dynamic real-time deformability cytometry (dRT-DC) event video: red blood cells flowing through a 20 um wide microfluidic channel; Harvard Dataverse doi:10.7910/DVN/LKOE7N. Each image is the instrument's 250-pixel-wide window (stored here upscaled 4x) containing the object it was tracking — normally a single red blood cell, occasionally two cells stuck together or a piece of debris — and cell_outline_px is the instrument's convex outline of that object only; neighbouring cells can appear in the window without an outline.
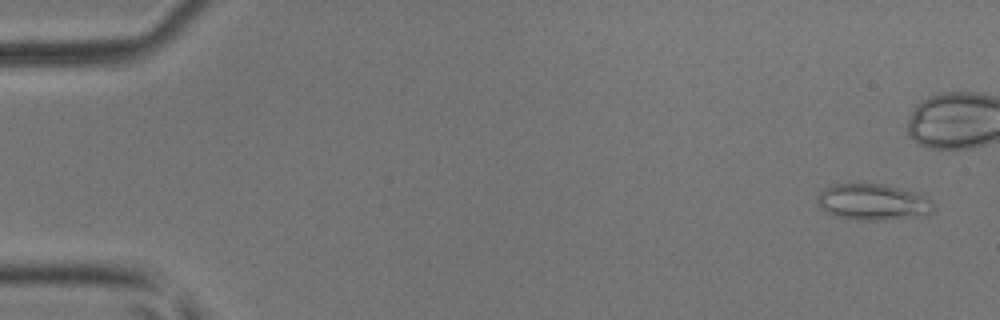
{"species": "common noctule bat (a hibernating species)", "species_latin": "Nyctalus noctula", "temperature_condition": "room temperature", "stored_images_in_passage": 8, "camera_frame_rate_fps": 3000, "um_per_image_px": 0.085, "animal": {"sex": "male", "body_mass_g": 17.9, "forearm_length_mm": 54.2}, "frame": {"image": 1, "passage_image": 1, "time_ms": 0.0, "image_size_px": [1000, 320], "cell_outline_px": [[936, 208], [928, 216], [884, 220], [856, 220], [836, 216], [820, 208], [816, 200], [820, 192], [824, 188], [832, 184], [884, 184], [900, 188], [924, 196], [932, 200]], "centroid_in_image_um": [74.24, 17.19], "position_along_channel_um": 10.8, "area_um2": 24.8}}
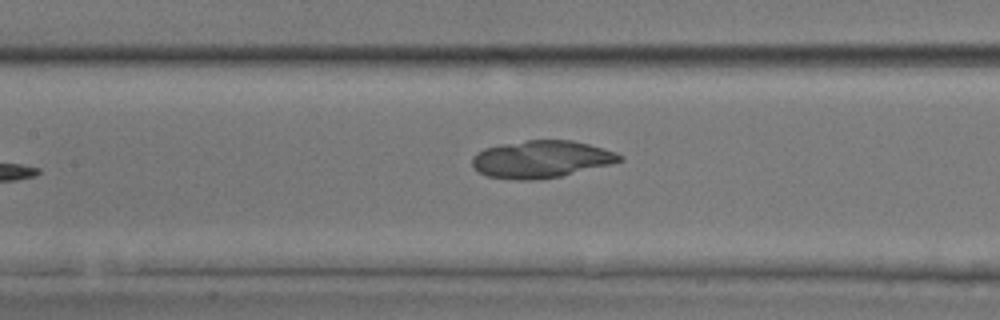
{"frame": {"image": 2, "passage_image": 8, "time_ms": 2.333, "image_size_px": [1000, 320], "cell_outline_px": [[624, 160], [560, 176], [536, 180], [524, 180], [488, 176], [480, 172], [472, 164], [472, 156], [476, 152], [484, 148], [500, 144], [528, 140], [572, 140], [588, 144], [616, 152], [624, 156]], "centroid_in_image_um": [45.99, 13.52], "position_along_channel_um": 161.4, "area_um2": 31.73}}